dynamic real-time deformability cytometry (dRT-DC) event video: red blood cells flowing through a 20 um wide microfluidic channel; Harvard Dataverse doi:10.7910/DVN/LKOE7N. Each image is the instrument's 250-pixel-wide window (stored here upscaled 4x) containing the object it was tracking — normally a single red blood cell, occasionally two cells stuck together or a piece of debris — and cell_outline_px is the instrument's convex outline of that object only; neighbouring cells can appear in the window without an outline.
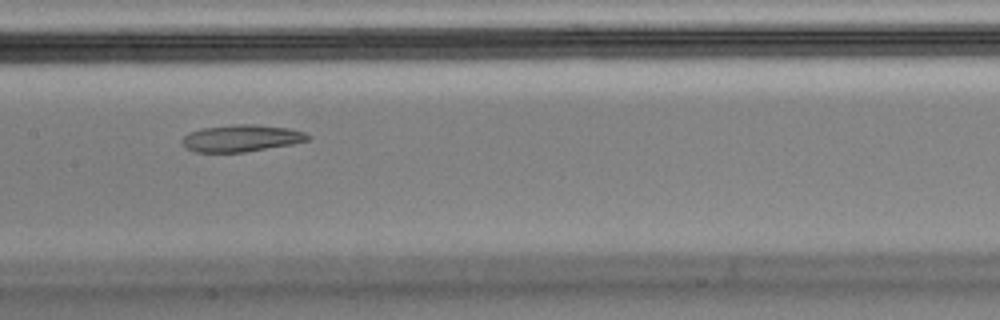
{"species": "Egyptian fruit bat (a non-hibernating species)", "species_latin": "Rousettus aegyptiacus", "temperature_condition": "cold", "stored_images_in_passage": 9, "camera_frame_rate_fps": 3000, "um_per_image_px": 0.085, "animal": {"sex": "male"}, "frame": {"image": 1, "passage_image": 8, "time_ms": 2.333, "image_size_px": [1000, 320], "cell_outline_px": [[312, 136], [308, 140], [292, 144], [244, 152], [196, 152], [188, 148], [180, 140], [184, 136], [192, 132], [204, 128], [236, 124], [256, 124], [288, 128], [304, 132]], "centroid_in_image_um": [20.55, 11.74], "position_along_channel_um": 186.8, "area_um2": 19.48}}